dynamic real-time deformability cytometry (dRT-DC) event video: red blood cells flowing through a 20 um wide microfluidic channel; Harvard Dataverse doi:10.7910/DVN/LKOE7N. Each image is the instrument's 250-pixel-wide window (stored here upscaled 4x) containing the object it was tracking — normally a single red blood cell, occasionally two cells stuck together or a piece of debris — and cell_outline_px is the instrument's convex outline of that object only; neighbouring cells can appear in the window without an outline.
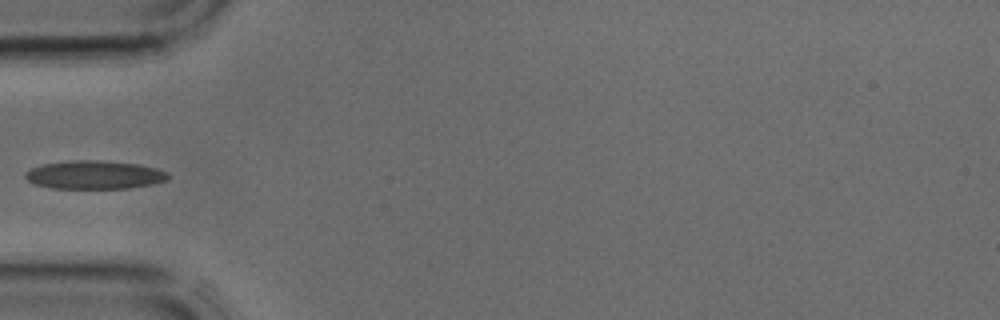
{"species": "common noctule bat (a hibernating species)", "species_latin": "Nyctalus noctula", "temperature_condition": "cold", "stored_images_in_passage": 3, "camera_frame_rate_fps": 3000, "um_per_image_px": 0.085, "animal": {"sex": "male", "body_mass_g": 17.9, "forearm_length_mm": 54.2}, "frame": {"image": 1, "passage_image": 3, "time_ms": 0.667, "image_size_px": [1000, 320], "cell_outline_px": [[172, 176], [168, 180], [152, 184], [128, 188], [52, 188], [36, 184], [28, 180], [24, 176], [24, 172], [32, 168], [44, 164], [72, 160], [100, 160], [136, 164], [156, 168], [168, 172]], "centroid_in_image_um": [8.06, 14.86], "position_along_channel_um": 76.9, "area_um2": 23.58}}